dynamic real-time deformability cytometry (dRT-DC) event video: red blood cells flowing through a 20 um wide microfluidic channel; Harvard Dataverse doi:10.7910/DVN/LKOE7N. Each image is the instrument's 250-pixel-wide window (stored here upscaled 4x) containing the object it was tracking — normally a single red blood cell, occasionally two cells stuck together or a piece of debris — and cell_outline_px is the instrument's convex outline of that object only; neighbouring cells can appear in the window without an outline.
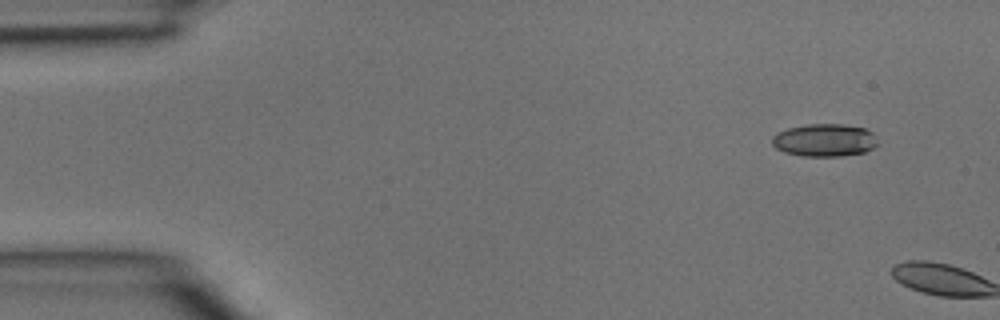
{"species": "common noctule bat (a hibernating species)", "species_latin": "Nyctalus noctula", "temperature_condition": "room temperature", "stored_images_in_passage": 5, "segment_of_instrument_passage": [2, 2], "camera_frame_rate_fps": 3000, "um_per_image_px": 0.085, "animal": {"sex": "male", "body_mass_g": 15.6}, "frame": {"image": 1, "passage_image": 5, "time_ms": 1.333, "image_size_px": [1000, 320], "cell_outline_px": [[876, 144], [872, 148], [864, 152], [840, 156], [800, 156], [784, 152], [776, 148], [772, 144], [772, 136], [776, 132], [788, 128], [808, 124], [844, 124], [864, 128], [872, 132]], "centroid_in_image_um": [70.03, 11.91], "position_along_channel_um": 15.0, "area_um2": 20.06}}